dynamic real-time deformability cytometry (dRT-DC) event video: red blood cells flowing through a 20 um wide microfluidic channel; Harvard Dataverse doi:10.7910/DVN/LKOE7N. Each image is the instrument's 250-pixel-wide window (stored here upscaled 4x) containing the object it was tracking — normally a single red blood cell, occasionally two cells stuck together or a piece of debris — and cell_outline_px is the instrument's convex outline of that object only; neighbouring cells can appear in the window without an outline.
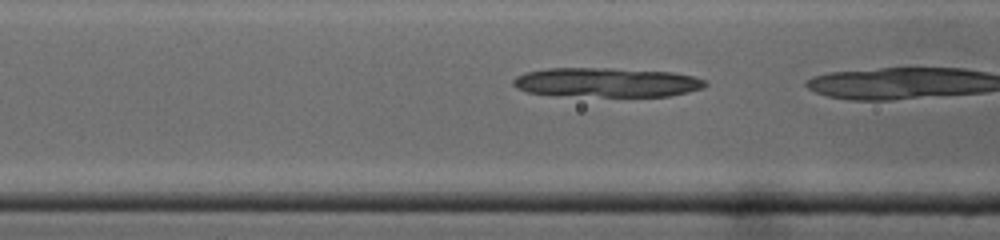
{"species": "common noctule bat (a hibernating species)", "species_latin": "Nyctalus noctula", "temperature_condition": "cold", "stored_images_in_passage": 14, "camera_frame_rate_fps": 3000, "um_per_image_px": 0.085, "animal": {"sex": "male", "body_mass_g": 19.0, "forearm_length_mm": 50.8}, "frame": {"image": 1, "passage_image": 13, "time_ms": 4.0, "image_size_px": [1000, 240], "cell_outline_px": [[708, 84], [704, 88], [688, 92], [668, 96], [600, 96], [528, 92], [516, 88], [512, 84], [512, 80], [516, 76], [524, 72], [548, 68], [612, 68], [672, 72], [692, 76], [704, 80]], "centroid_in_image_um": [51.58, 6.99], "position_along_channel_um": 115.0, "area_um2": 32.54}}